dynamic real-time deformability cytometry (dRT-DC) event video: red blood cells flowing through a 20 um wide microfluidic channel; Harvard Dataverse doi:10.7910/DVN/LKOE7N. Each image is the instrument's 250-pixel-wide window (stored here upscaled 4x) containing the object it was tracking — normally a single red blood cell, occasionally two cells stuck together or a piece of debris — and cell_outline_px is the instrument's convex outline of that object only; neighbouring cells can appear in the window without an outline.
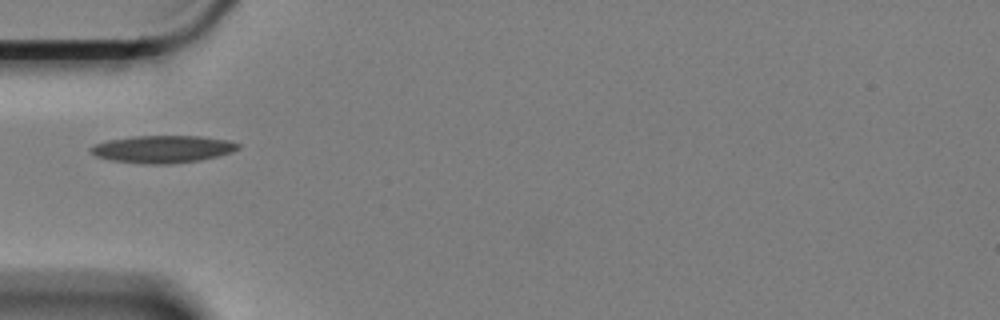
{"species": "Egyptian fruit bat (a non-hibernating species)", "species_latin": "Rousettus aegyptiacus", "temperature_condition": "cold", "stored_images_in_passage": 4, "camera_frame_rate_fps": 3000, "um_per_image_px": 0.085, "animal": {"sex": "female"}, "frame": {"image": 1, "passage_image": 1, "time_ms": 0.0, "image_size_px": [1000, 320], "cell_outline_px": [[240, 148], [232, 152], [200, 160], [168, 164], [144, 164], [112, 160], [96, 156], [88, 152], [88, 148], [92, 144], [108, 140], [132, 136], [200, 136], [228, 140], [240, 144]], "centroid_in_image_um": [13.78, 12.67], "position_along_channel_um": 71.2, "area_um2": 23.64}}
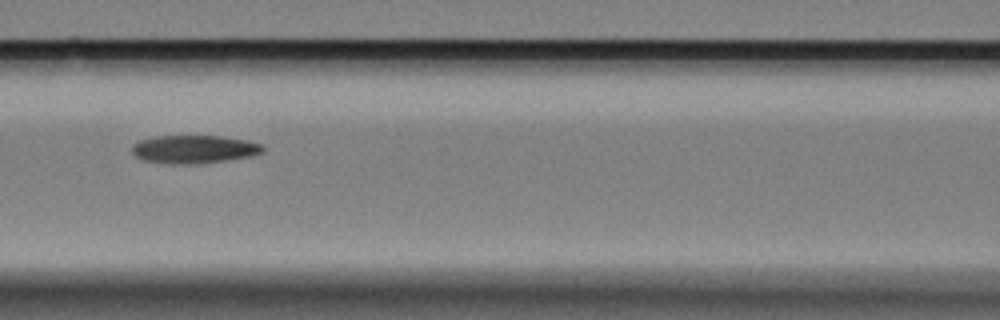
{"frame": {"image": 2, "passage_image": 3, "time_ms": 0.667, "image_size_px": [1000, 320], "cell_outline_px": [[264, 152], [252, 156], [224, 160], [192, 164], [168, 164], [144, 160], [136, 156], [132, 152], [132, 144], [140, 140], [156, 136], [220, 136], [248, 140], [264, 144]], "centroid_in_image_um": [16.52, 12.68], "position_along_channel_um": 150.1, "area_um2": 21.5}}
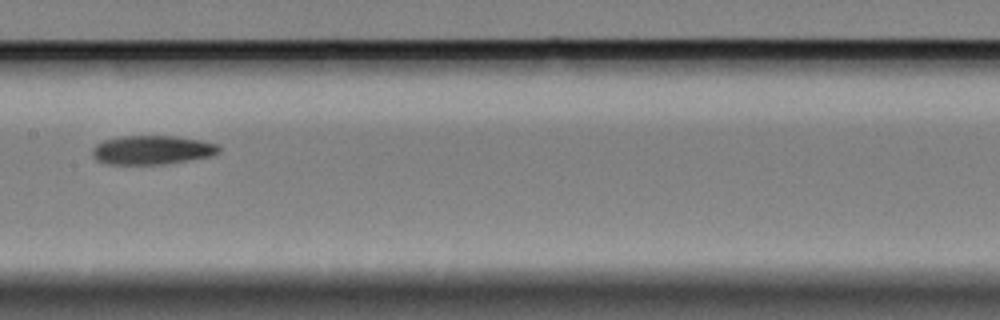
{"frame": {"image": 3, "passage_image": 4, "time_ms": 1.0, "image_size_px": [1000, 320], "cell_outline_px": [[220, 152], [212, 156], [164, 164], [108, 164], [96, 160], [92, 156], [92, 148], [96, 144], [104, 140], [124, 136], [176, 136], [200, 140], [216, 144], [220, 148]], "centroid_in_image_um": [12.92, 12.75], "position_along_channel_um": 194.5, "area_um2": 21.33}}